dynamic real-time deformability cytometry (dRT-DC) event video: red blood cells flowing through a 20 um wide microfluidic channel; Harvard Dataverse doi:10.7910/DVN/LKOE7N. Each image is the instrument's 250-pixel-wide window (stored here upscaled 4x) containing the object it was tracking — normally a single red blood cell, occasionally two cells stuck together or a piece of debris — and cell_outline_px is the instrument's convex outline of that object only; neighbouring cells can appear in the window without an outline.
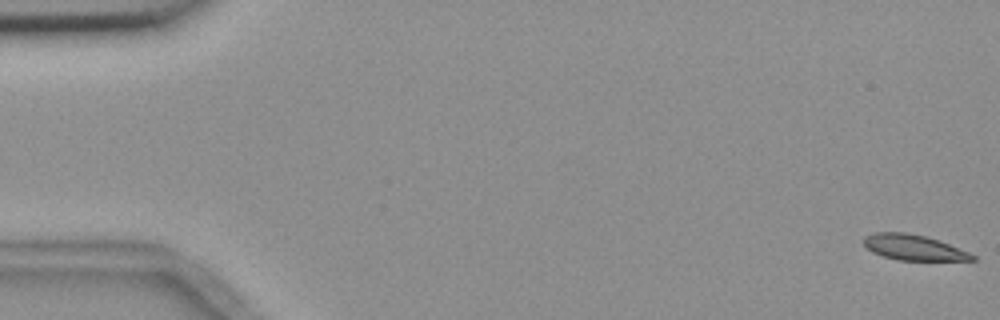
{"species": "common noctule bat (a hibernating species)", "species_latin": "Nyctalus noctula", "temperature_condition": "room temperature", "stored_images_in_passage": 56, "camera_frame_rate_fps": 3000, "um_per_image_px": 0.085, "animal": {"sex": "female", "body_mass_g": 18.4}, "frame": {"image": 1, "passage_image": 1, "time_ms": 0.0, "image_size_px": [1000, 320], "cell_outline_px": [[976, 260], [896, 260], [872, 252], [864, 244], [864, 236], [876, 232], [904, 232], [924, 236], [940, 240], [968, 252], [976, 256]], "centroid_in_image_um": [77.65, 21.03], "position_along_channel_um": 7.3, "area_um2": 16.01}}
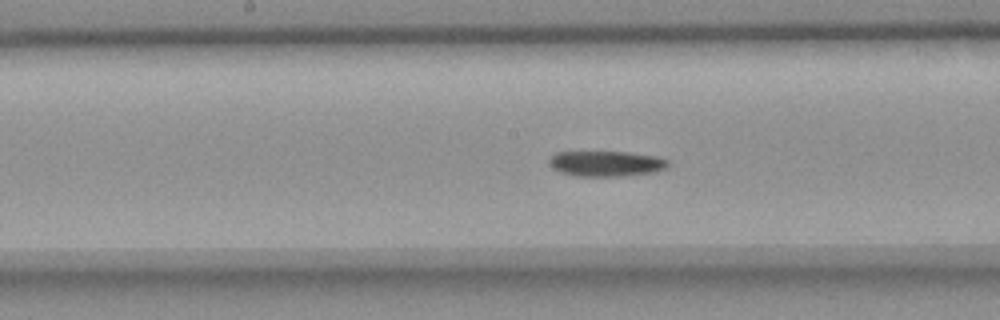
{"frame": {"image": 2, "passage_image": 29, "time_ms": 9.333, "image_size_px": [1000, 320], "cell_outline_px": [[668, 168], [656, 172], [620, 176], [576, 176], [560, 172], [552, 164], [552, 156], [556, 152], [628, 152], [660, 156], [668, 160]], "centroid_in_image_um": [51.64, 13.9], "position_along_channel_um": 196.6, "area_um2": 17.51}}
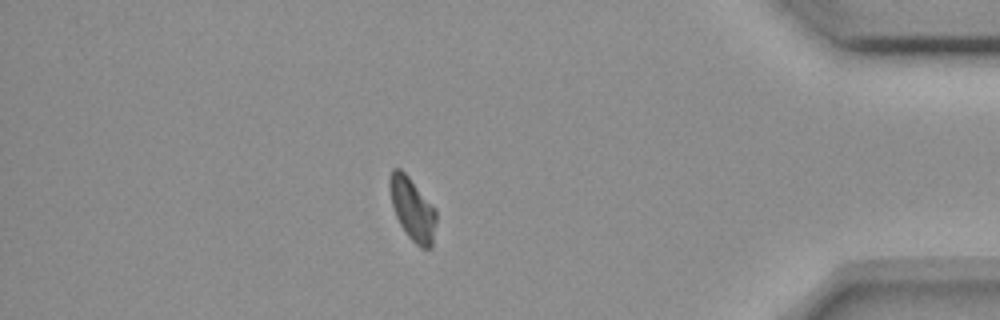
{"frame": {"image": 3, "passage_image": 49, "time_ms": 16.0, "image_size_px": [1000, 320], "cell_outline_px": [[436, 220], [432, 248], [420, 248], [408, 236], [400, 224], [396, 216], [392, 204], [388, 184], [388, 180], [392, 168], [400, 168], [408, 176], [436, 208]], "centroid_in_image_um": [35.06, 17.76], "position_along_channel_um": 400.1, "area_um2": 17.05}}